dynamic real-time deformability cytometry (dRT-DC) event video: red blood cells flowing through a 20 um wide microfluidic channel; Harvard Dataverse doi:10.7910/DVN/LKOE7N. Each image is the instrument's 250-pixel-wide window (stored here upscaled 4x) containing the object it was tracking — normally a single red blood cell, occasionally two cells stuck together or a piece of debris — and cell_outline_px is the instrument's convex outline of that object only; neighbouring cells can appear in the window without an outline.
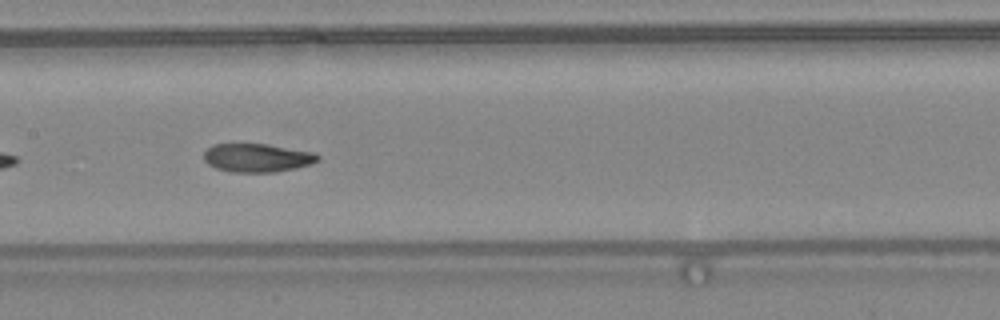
{"species": "common noctule bat (a hibernating species)", "species_latin": "Nyctalus noctula", "temperature_condition": "warm", "stored_images_in_passage": 24, "camera_frame_rate_fps": 3000, "um_per_image_px": 0.085, "animal": {"sex": "female", "body_mass_g": 24.6, "forearm_length_mm": 56.2}, "frame": {"image": 1, "passage_image": 14, "time_ms": 4.333, "image_size_px": [1000, 320], "cell_outline_px": [[320, 160], [312, 164], [272, 172], [232, 172], [216, 168], [208, 164], [204, 160], [204, 152], [212, 144], [268, 144], [316, 152], [320, 156]], "centroid_in_image_um": [21.88, 13.4], "position_along_channel_um": 185.5, "area_um2": 18.96}}
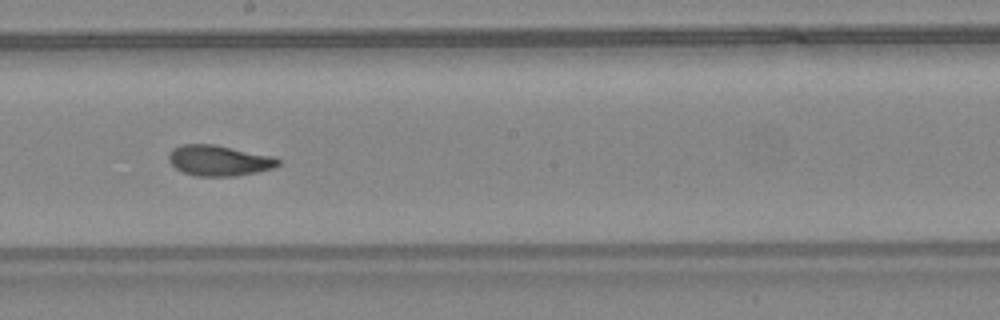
{"frame": {"image": 2, "passage_image": 17, "time_ms": 5.333, "image_size_px": [1000, 320], "cell_outline_px": [[280, 164], [272, 168], [256, 172], [236, 176], [196, 176], [184, 172], [176, 168], [168, 160], [168, 156], [172, 148], [180, 144], [212, 144], [276, 156], [280, 160]], "centroid_in_image_um": [18.62, 13.63], "position_along_channel_um": 229.6, "area_um2": 19.59}}
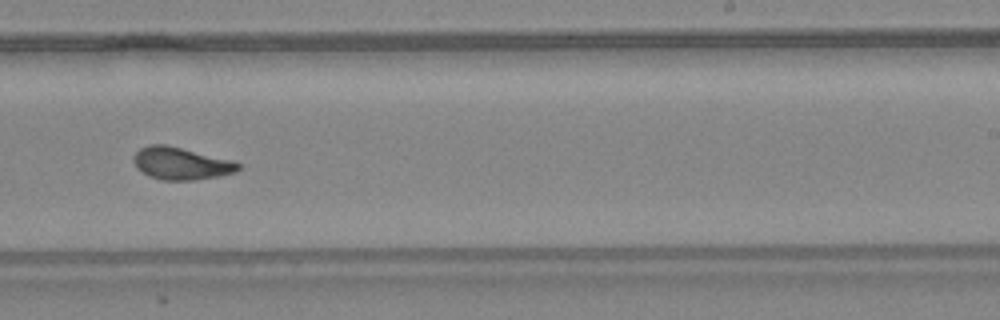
{"frame": {"image": 3, "passage_image": 20, "time_ms": 6.333, "image_size_px": [1000, 320], "cell_outline_px": [[240, 168], [236, 172], [220, 176], [192, 180], [164, 180], [148, 176], [136, 168], [132, 160], [132, 156], [140, 148], [148, 144], [164, 144], [236, 160], [240, 164]], "centroid_in_image_um": [15.39, 13.88], "position_along_channel_um": 273.6, "area_um2": 20.06}, "authors_computed_cell_mechanics": {"area_um2": 19.9121, "velocity_mm_per_s": 4.4437, "shape_relaxation_time_tau1_ms": null, "shape_relaxation_time_tau2_ms": 1.9368, "deformation_change_tau1": null, "deformation_change_tau2": 0.0928}}